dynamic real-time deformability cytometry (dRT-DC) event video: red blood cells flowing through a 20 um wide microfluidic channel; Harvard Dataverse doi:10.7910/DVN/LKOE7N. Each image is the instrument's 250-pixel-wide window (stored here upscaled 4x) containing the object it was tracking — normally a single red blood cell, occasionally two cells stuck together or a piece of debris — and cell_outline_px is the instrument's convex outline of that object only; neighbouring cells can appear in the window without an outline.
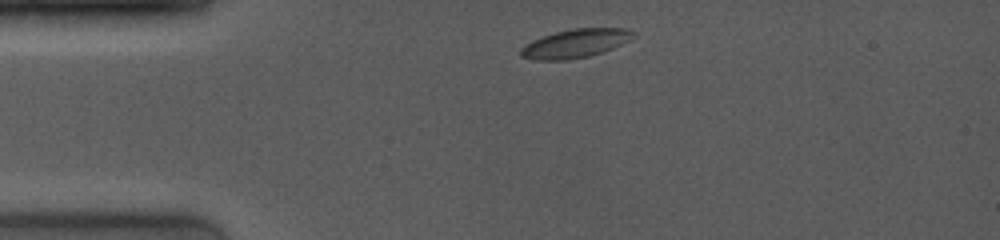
{"species": "common noctule bat (a hibernating species)", "species_latin": "Nyctalus noctula", "temperature_condition": "room temperature", "stored_images_in_passage": 2, "camera_frame_rate_fps": 4000, "um_per_image_px": 0.085, "animal": {"sex": "female", "body_mass_g": 19.0, "forearm_length_mm": 53.3}, "frame": {"image": 1, "passage_image": 1, "time_ms": 0.0, "image_size_px": [1000, 240], "cell_outline_px": [[636, 36], [612, 48], [588, 56], [568, 60], [532, 60], [520, 56], [520, 48], [524, 44], [532, 40], [556, 32], [572, 28], [628, 28], [636, 32]], "centroid_in_image_um": [48.88, 3.69], "position_along_channel_um": 36.1, "area_um2": 18.79}}